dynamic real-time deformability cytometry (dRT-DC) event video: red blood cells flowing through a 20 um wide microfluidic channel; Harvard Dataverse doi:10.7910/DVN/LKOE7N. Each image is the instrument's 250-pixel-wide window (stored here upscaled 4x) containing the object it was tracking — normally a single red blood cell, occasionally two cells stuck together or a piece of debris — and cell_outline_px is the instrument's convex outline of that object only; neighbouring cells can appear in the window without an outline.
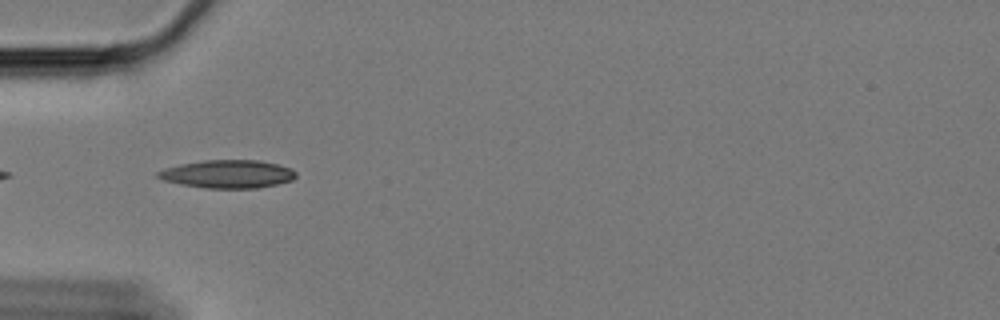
{"species": "Egyptian fruit bat (a non-hibernating species)", "species_latin": "Rousettus aegyptiacus", "temperature_condition": "cold", "stored_images_in_passage": 25, "camera_frame_rate_fps": 3000, "um_per_image_px": 0.085, "animal": {"sex": "female"}, "frame": {"image": 1, "passage_image": 3, "time_ms": 0.667, "image_size_px": [1000, 320], "cell_outline_px": [[296, 176], [292, 180], [276, 184], [256, 188], [204, 188], [180, 184], [164, 180], [156, 176], [156, 172], [164, 168], [180, 164], [204, 160], [260, 160], [292, 168], [296, 172]], "centroid_in_image_um": [19.34, 14.79], "position_along_channel_um": 65.7, "area_um2": 22.6}}
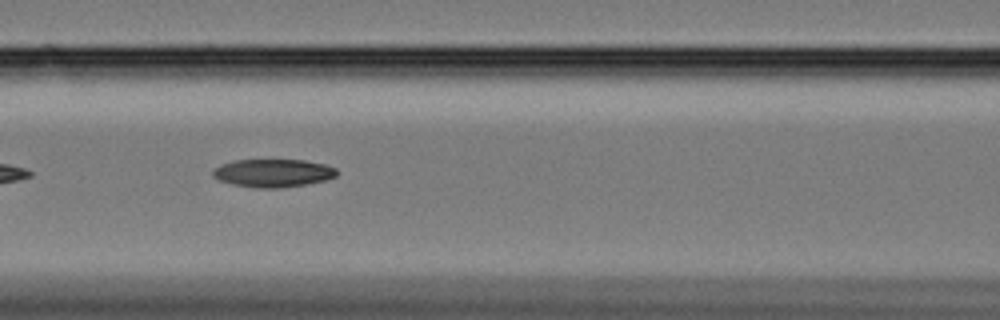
{"frame": {"image": 2, "passage_image": 10, "time_ms": 3.0, "image_size_px": [1000, 320], "cell_outline_px": [[336, 176], [324, 180], [304, 184], [280, 188], [256, 188], [232, 184], [220, 180], [212, 176], [212, 172], [220, 164], [236, 160], [304, 160], [324, 164], [336, 168]], "centroid_in_image_um": [23.18, 14.7], "position_along_channel_um": 143.4, "area_um2": 20.06}}
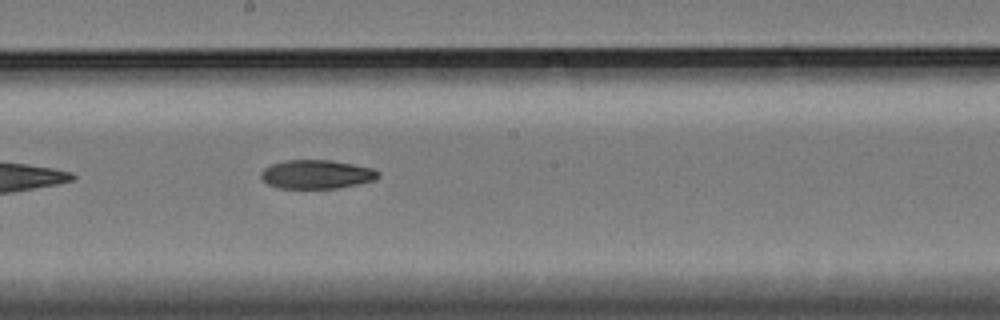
{"frame": {"image": 3, "passage_image": 17, "time_ms": 5.333, "image_size_px": [1000, 320], "cell_outline_px": [[380, 176], [376, 180], [336, 188], [276, 188], [268, 184], [260, 176], [260, 172], [264, 168], [272, 164], [284, 160], [332, 160], [372, 168], [380, 172]], "centroid_in_image_um": [26.9, 14.81], "position_along_channel_um": 221.3, "area_um2": 19.71}}